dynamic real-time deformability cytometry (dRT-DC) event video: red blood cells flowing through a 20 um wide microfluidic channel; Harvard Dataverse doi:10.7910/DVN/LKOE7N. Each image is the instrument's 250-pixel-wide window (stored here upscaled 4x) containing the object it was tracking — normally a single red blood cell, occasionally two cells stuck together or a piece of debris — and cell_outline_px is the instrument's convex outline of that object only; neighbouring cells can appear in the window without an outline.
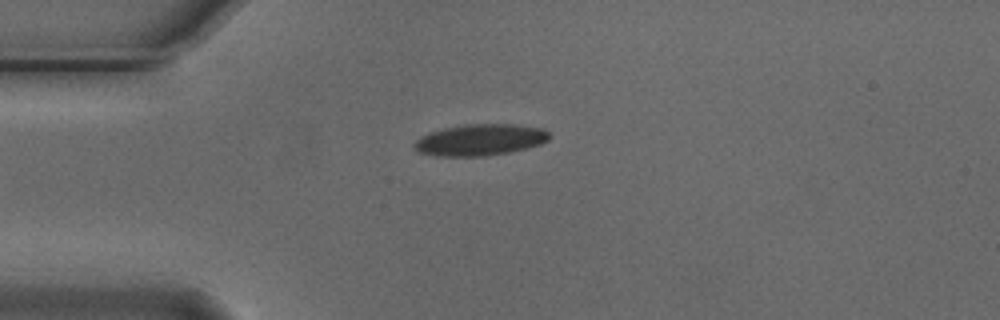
{"species": "Egyptian fruit bat (a non-hibernating species)", "species_latin": "Rousettus aegyptiacus", "temperature_condition": "cold", "stored_images_in_passage": 5, "camera_frame_rate_fps": 3000, "um_per_image_px": 0.085, "animal": {"sex": "male"}, "frame": {"image": 1, "passage_image": 5, "time_ms": 1.333, "image_size_px": [1000, 320], "cell_outline_px": [[552, 136], [548, 140], [540, 144], [528, 148], [508, 152], [484, 156], [436, 156], [420, 152], [412, 148], [412, 144], [420, 136], [428, 132], [444, 128], [464, 124], [516, 124], [544, 128]], "centroid_in_image_um": [40.8, 11.88], "position_along_channel_um": 44.2, "area_um2": 25.03}}